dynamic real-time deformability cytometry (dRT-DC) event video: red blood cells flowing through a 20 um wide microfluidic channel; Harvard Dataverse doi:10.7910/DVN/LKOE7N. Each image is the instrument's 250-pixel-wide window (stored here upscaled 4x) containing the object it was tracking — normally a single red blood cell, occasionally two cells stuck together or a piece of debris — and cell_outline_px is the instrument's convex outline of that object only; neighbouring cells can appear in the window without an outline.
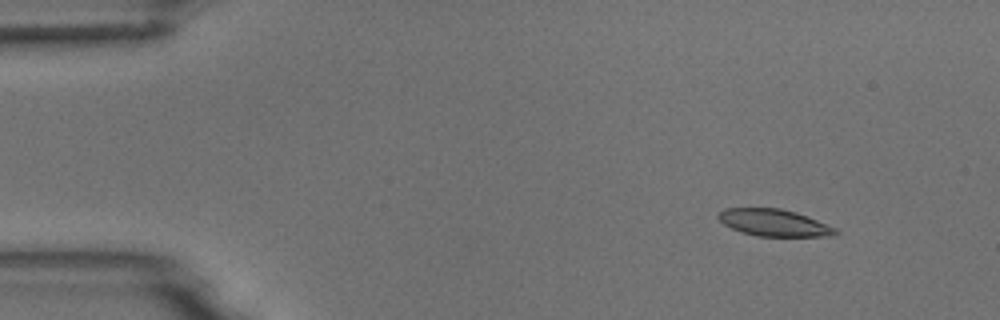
{"species": "common noctule bat (a hibernating species)", "species_latin": "Nyctalus noctula", "temperature_condition": "room temperature", "stored_images_in_passage": 4, "camera_frame_rate_fps": 3000, "um_per_image_px": 0.085, "animal": {"sex": "male", "body_mass_g": 18.8}, "frame": {"image": 1, "passage_image": 2, "time_ms": 0.333, "image_size_px": [1000, 320], "cell_outline_px": [[840, 232], [836, 236], [756, 236], [732, 228], [724, 224], [716, 216], [724, 208], [780, 208], [796, 212], [836, 228]], "centroid_in_image_um": [65.81, 18.93], "position_along_channel_um": 19.2, "area_um2": 18.26}}